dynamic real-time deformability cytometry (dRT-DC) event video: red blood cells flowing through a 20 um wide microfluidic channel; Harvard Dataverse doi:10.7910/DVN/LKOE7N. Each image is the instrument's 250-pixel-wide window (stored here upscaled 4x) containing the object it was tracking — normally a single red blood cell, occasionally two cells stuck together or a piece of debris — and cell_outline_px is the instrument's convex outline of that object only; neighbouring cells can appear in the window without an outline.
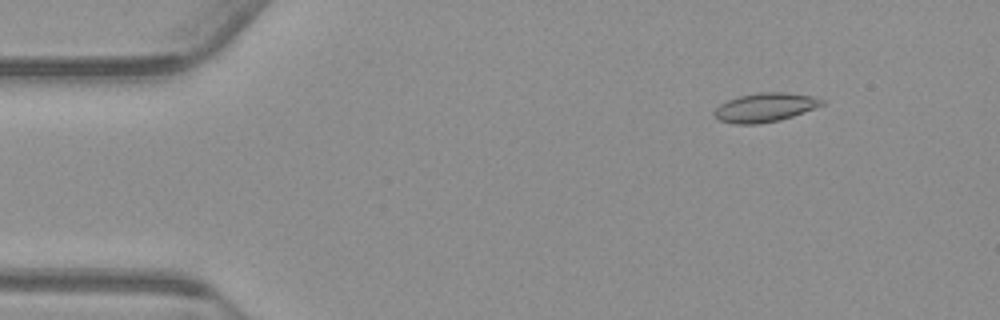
{"species": "common noctule bat (a hibernating species)", "species_latin": "Nyctalus noctula", "temperature_condition": "warm", "stored_images_in_passage": 55, "camera_frame_rate_fps": 3000, "um_per_image_px": 0.085, "animal": {"sex": "male", "body_mass_g": 23.1, "forearm_length_mm": 52.7}, "frame": {"image": 1, "passage_image": 7, "time_ms": 2.0, "image_size_px": [1000, 320], "cell_outline_px": [[824, 104], [792, 116], [780, 120], [760, 124], [736, 124], [720, 120], [712, 112], [720, 104], [728, 100], [740, 96], [760, 92], [784, 92], [812, 96], [824, 100]], "centroid_in_image_um": [65.01, 9.13], "position_along_channel_um": 20.0, "area_um2": 17.92}}
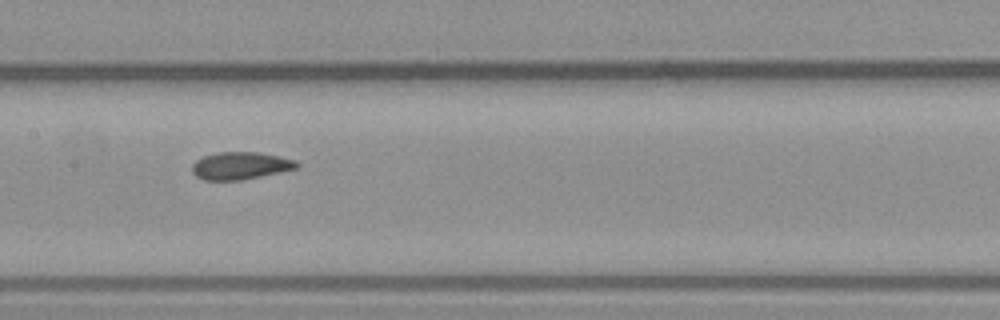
{"frame": {"image": 2, "passage_image": 27, "time_ms": 8.667, "image_size_px": [1000, 320], "cell_outline_px": [[300, 164], [296, 168], [280, 172], [240, 180], [204, 180], [196, 176], [192, 172], [192, 164], [196, 160], [204, 156], [220, 152], [256, 152], [296, 160]], "centroid_in_image_um": [20.41, 14.09], "position_along_channel_um": 187.0, "area_um2": 16.53}}
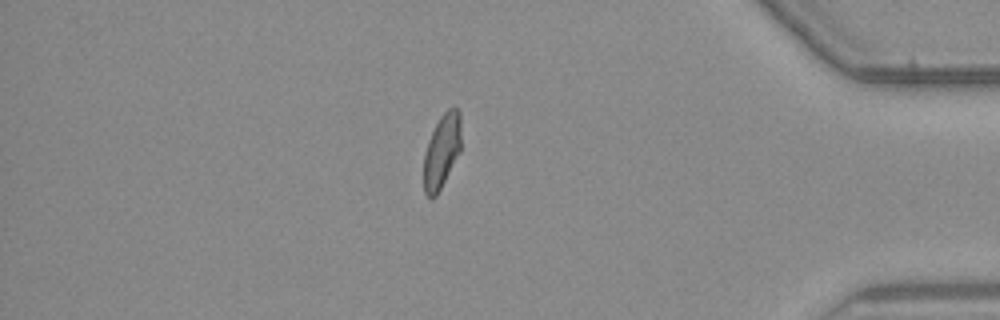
{"frame": {"image": 3, "passage_image": 47, "time_ms": 15.333, "image_size_px": [1000, 320], "cell_outline_px": [[460, 152], [436, 196], [432, 200], [424, 192], [424, 156], [428, 140], [440, 116], [448, 108], [456, 108], [460, 112]], "centroid_in_image_um": [37.54, 12.85], "position_along_channel_um": 397.7, "area_um2": 15.95}, "authors_computed_cell_mechanics": {"area_um2": 16.9932, "velocity_mm_per_s": 3.7521, "shape_relaxation_time_tau1_ms": 6.9421, "shape_relaxation_time_tau2_ms": 1.6161, "deformation_change_tau1": 0.1612, "deformation_change_tau2": 0.0659}}